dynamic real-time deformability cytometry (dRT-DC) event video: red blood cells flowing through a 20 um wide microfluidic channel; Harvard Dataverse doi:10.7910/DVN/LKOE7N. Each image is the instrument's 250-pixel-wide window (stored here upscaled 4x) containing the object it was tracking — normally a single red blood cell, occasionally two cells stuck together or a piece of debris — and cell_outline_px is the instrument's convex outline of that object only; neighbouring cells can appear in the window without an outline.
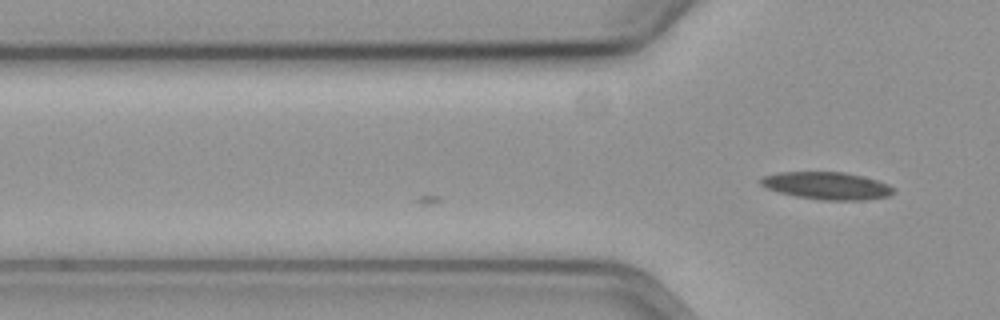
{"species": "common noctule bat (a hibernating species)", "species_latin": "Nyctalus noctula", "temperature_condition": "cold", "stored_images_in_passage": 17, "camera_frame_rate_fps": 3000, "um_per_image_px": 0.085, "animal": {"sex": "female", "body_mass_g": 19.3, "forearm_length_mm": 54.1}, "frame": {"image": 1, "passage_image": 17, "time_ms": 5.333, "image_size_px": [1000, 320], "cell_outline_px": [[896, 192], [888, 196], [864, 200], [820, 200], [796, 196], [780, 192], [768, 188], [760, 184], [760, 176], [776, 172], [844, 172], [876, 180], [888, 184], [896, 188]], "centroid_in_image_um": [70.29, 15.78], "position_along_channel_um": 55.5, "area_um2": 21.27}}